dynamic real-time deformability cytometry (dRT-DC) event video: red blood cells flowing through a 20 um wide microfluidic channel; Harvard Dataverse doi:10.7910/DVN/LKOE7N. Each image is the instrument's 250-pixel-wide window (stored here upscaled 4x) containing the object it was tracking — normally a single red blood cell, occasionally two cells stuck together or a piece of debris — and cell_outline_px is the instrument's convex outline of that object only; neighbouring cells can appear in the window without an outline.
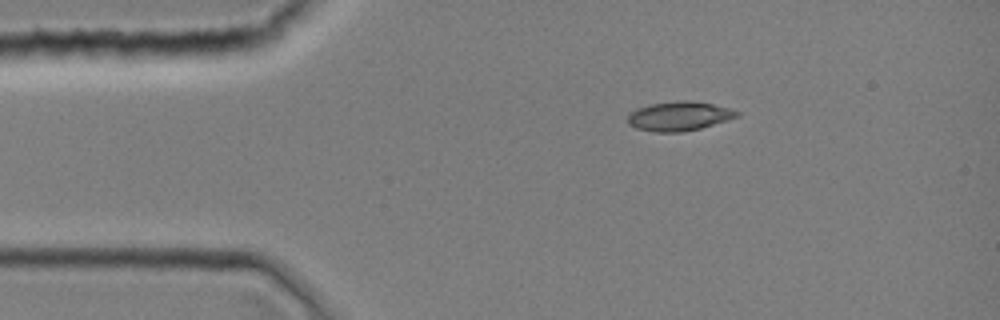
{"species": "common noctule bat (a hibernating species)", "species_latin": "Nyctalus noctula", "temperature_condition": "room temperature", "stored_images_in_passage": 3, "camera_frame_rate_fps": 3000, "um_per_image_px": 0.085, "animal": {"sex": "female", "body_mass_g": 19.0, "forearm_length_mm": 51.5}, "frame": {"image": 1, "passage_image": 1, "time_ms": 0.0, "image_size_px": [1000, 320], "cell_outline_px": [[740, 116], [700, 128], [680, 132], [656, 132], [636, 128], [628, 124], [628, 112], [636, 108], [648, 104], [680, 100], [688, 100], [712, 104], [728, 108], [740, 112]], "centroid_in_image_um": [57.68, 9.86], "position_along_channel_um": 27.3, "area_um2": 18.61}}